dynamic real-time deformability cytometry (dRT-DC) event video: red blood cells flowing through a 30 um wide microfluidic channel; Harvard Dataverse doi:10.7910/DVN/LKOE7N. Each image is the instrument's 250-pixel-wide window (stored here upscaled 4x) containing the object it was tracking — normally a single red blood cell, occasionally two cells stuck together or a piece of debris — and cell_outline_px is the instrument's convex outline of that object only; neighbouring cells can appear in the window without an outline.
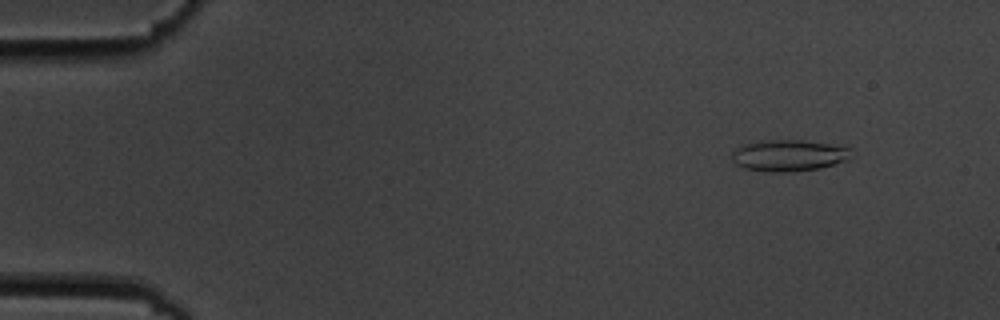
{"species": "common noctule bat (a hibernating species)", "species_latin": "Nyctalus noctula", "temperature_condition": "cold", "stored_images_in_passage": 56, "camera_frame_rate_fps": 3000, "um_per_image_px": 0.085, "animal": {"sex": "male", "body_mass_g": 19.5, "forearm_length_mm": 54.6}, "frame": {"image": 1, "passage_image": 6, "time_ms": 1.667, "image_size_px": [1000, 320], "cell_outline_px": [[852, 148], [848, 160], [820, 168], [788, 172], [772, 172], [744, 168], [736, 164], [732, 160], [732, 152], [736, 148], [744, 144], [760, 140], [800, 140], [828, 144]], "centroid_in_image_um": [67.02, 13.21], "position_along_channel_um": 18.0, "area_um2": 21.79}}
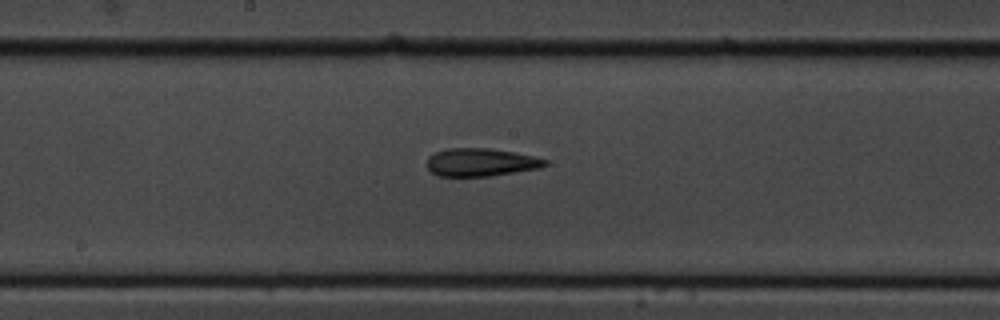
{"frame": {"image": 2, "passage_image": 30, "time_ms": 9.667, "image_size_px": [1000, 320], "cell_outline_px": [[548, 164], [540, 168], [492, 176], [436, 176], [428, 168], [428, 156], [436, 152], [448, 148], [492, 148], [532, 156], [548, 160]], "centroid_in_image_um": [40.87, 13.8], "position_along_channel_um": 207.3, "area_um2": 19.25}}
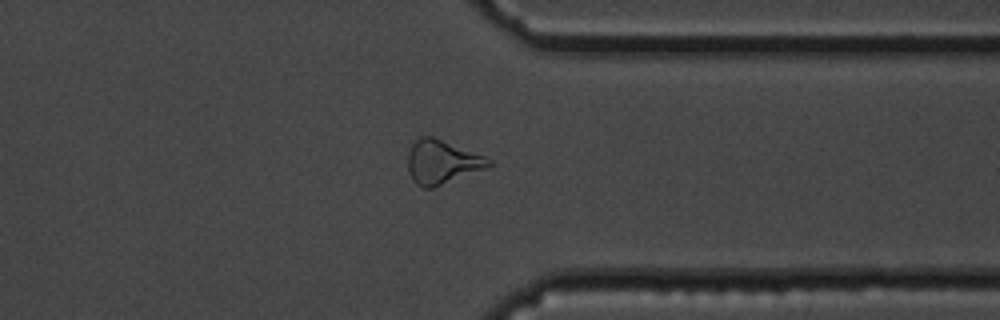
{"frame": {"image": 3, "passage_image": 44, "time_ms": 14.333, "image_size_px": [1000, 320], "cell_outline_px": [[492, 164], [488, 168], [432, 188], [424, 188], [416, 184], [412, 180], [408, 172], [408, 152], [412, 144], [420, 136], [432, 136], [484, 156], [492, 160]], "centroid_in_image_um": [37.55, 13.78], "position_along_channel_um": 373.8, "area_um2": 20.63}, "authors_computed_cell_mechanics": {"area_um2": 20.5479, "velocity_mm_per_s": 3.6114, "shape_relaxation_time_tau1_ms": null, "shape_relaxation_time_tau2_ms": 5.3654, "deformation_change_tau1": null, "deformation_change_tau2": 0.1703}}